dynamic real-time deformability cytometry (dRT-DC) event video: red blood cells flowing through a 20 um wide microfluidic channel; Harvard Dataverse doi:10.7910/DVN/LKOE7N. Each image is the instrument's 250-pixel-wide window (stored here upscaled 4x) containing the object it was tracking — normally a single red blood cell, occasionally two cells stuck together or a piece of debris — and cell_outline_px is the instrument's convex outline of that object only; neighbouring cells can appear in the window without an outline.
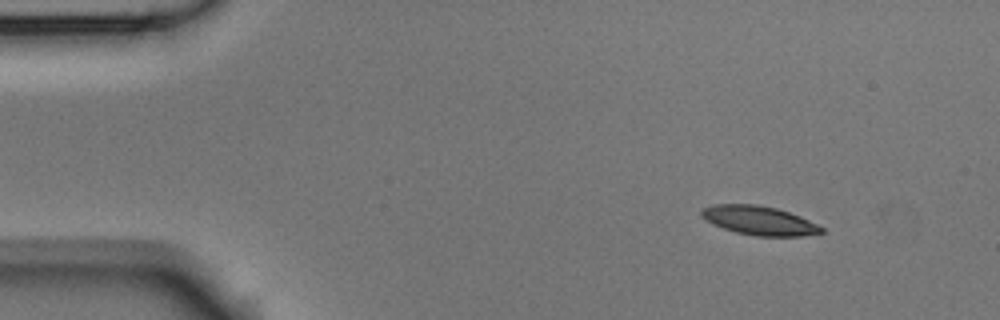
{"species": "Egyptian fruit bat (a non-hibernating species)", "species_latin": "Rousettus aegyptiacus", "temperature_condition": "room temperature", "stored_images_in_passage": 4, "camera_frame_rate_fps": 3000, "um_per_image_px": 0.085, "animal": {"sex": "male"}, "frame": {"image": 1, "passage_image": 1, "time_ms": 0.0, "image_size_px": [1000, 320], "cell_outline_px": [[824, 232], [804, 236], [756, 236], [736, 232], [712, 224], [704, 220], [700, 216], [700, 208], [712, 204], [756, 204], [776, 208], [800, 216], [824, 228]], "centroid_in_image_um": [64.47, 18.73], "position_along_channel_um": 20.5, "area_um2": 20.4}}
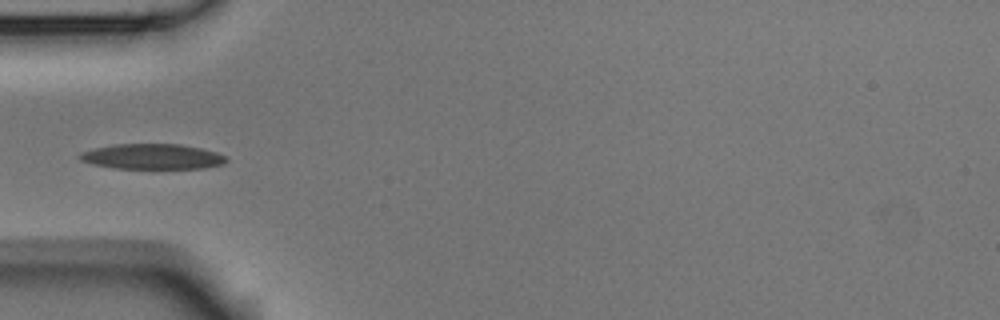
{"frame": {"image": 2, "passage_image": 4, "time_ms": 1.0, "image_size_px": [1000, 320], "cell_outline_px": [[228, 160], [224, 164], [204, 168], [112, 168], [92, 164], [80, 160], [76, 156], [80, 152], [112, 144], [180, 144], [200, 148], [216, 152], [228, 156]], "centroid_in_image_um": [12.94, 13.31], "position_along_channel_um": 72.1, "area_um2": 21.73}}